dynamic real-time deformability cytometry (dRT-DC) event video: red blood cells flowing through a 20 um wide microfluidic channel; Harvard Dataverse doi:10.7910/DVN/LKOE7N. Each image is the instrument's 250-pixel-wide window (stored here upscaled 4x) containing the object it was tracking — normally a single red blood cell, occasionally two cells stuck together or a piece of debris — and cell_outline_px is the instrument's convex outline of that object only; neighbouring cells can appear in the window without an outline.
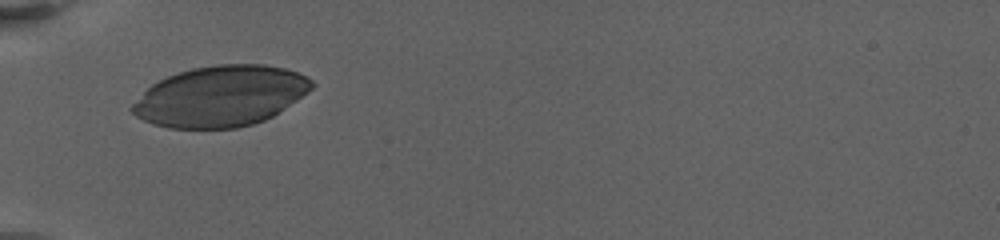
{"species": "human", "species_latin": "Homo sapiens", "temperature_condition": "warm", "stored_images_in_passage": 23, "camera_frame_rate_fps": 3000, "um_per_image_px": 0.085, "donor": {"sex": "female"}, "frame": {"image": 1, "passage_image": 1, "time_ms": 0.0, "image_size_px": [1000, 240], "cell_outline_px": [[316, 84], [308, 92], [272, 116], [264, 120], [252, 124], [236, 128], [168, 128], [152, 124], [136, 116], [128, 108], [152, 84], [168, 76], [192, 68], [216, 64], [264, 64], [284, 68], [308, 76]], "centroid_in_image_um": [18.75, 8.17], "position_along_channel_um": 66.2, "area_um2": 63.23}}
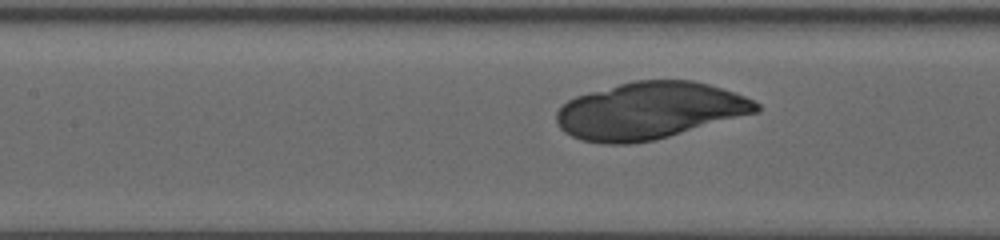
{"frame": {"image": 2, "passage_image": 17, "time_ms": 3.0, "image_size_px": [1000, 240], "cell_outline_px": [[760, 112], [668, 136], [652, 140], [628, 144], [604, 144], [580, 140], [564, 132], [560, 128], [556, 120], [556, 112], [568, 100], [576, 96], [632, 80], [692, 80], [708, 84], [744, 96], [760, 104]], "centroid_in_image_um": [55.2, 9.41], "position_along_channel_um": 152.2, "area_um2": 66.07}}
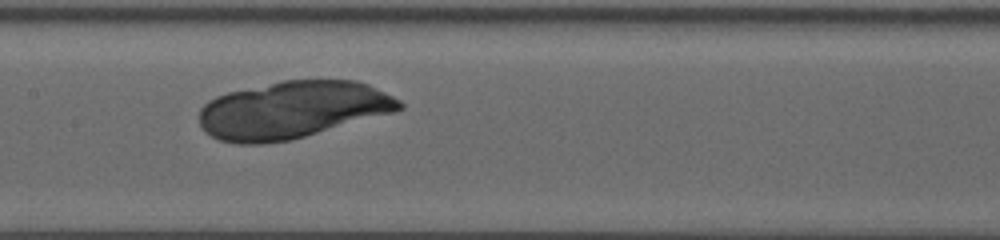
{"frame": {"image": 3, "passage_image": 22, "time_ms": 4.0, "image_size_px": [1000, 240], "cell_outline_px": [[404, 108], [392, 112], [292, 140], [264, 144], [236, 144], [220, 140], [204, 132], [200, 124], [200, 108], [208, 100], [216, 96], [228, 92], [284, 80], [356, 80], [368, 84], [400, 100], [404, 104]], "centroid_in_image_um": [24.82, 9.34], "position_along_channel_um": 182.6, "area_um2": 66.7}}